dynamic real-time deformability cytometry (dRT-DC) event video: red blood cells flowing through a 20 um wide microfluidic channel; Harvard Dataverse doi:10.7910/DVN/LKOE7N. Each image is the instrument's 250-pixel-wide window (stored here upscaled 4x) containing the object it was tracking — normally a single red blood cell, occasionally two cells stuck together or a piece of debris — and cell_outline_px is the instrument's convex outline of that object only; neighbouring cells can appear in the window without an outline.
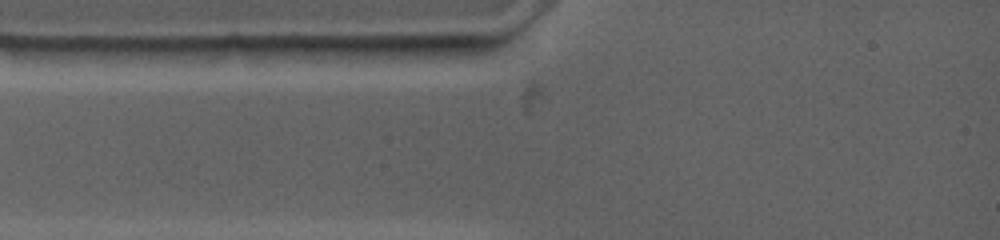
{"species": "common noctule bat (a hibernating species)", "species_latin": "Nyctalus noctula", "temperature_condition": "warm", "stored_images_in_passage": 2, "camera_frame_rate_fps": 4500, "um_per_image_px": 0.085, "animal": {"sex": "female", "body_mass_g": 19.0, "forearm_length_mm": 53.3}, "frame": {"image": 1, "passage_image": 1, "time_ms": 0.0, "image_size_px": [1000, 240], "cell_outline_px": [[432, 48], [392, 56], [316, 60], [296, 48], [300, 44], [380, 44]], "centroid_in_image_um": [30.12, 4.31], "position_along_channel_um": 54.9, "area_um2": 10.64}}